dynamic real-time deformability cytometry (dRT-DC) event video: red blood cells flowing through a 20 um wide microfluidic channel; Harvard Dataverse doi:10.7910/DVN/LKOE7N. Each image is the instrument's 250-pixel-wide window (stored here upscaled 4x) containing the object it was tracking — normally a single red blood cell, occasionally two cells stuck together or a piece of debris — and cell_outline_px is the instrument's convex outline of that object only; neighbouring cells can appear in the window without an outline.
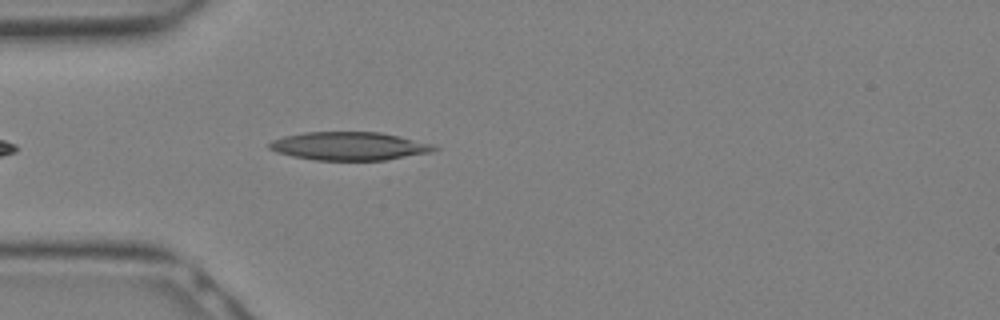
{"species": "Egyptian fruit bat (a non-hibernating species)", "species_latin": "Rousettus aegyptiacus", "temperature_condition": "warm", "stored_images_in_passage": 7, "camera_frame_rate_fps": 3000, "um_per_image_px": 0.085, "animal": {"sex": "female"}, "frame": {"image": 1, "passage_image": 5, "time_ms": 1.333, "image_size_px": [1000, 320], "cell_outline_px": [[440, 148], [432, 152], [384, 160], [316, 160], [292, 156], [276, 152], [268, 148], [268, 144], [272, 140], [284, 136], [304, 132], [380, 132], [400, 136], [432, 144]], "centroid_in_image_um": [29.67, 12.41], "position_along_channel_um": 55.3, "area_um2": 27.17}}
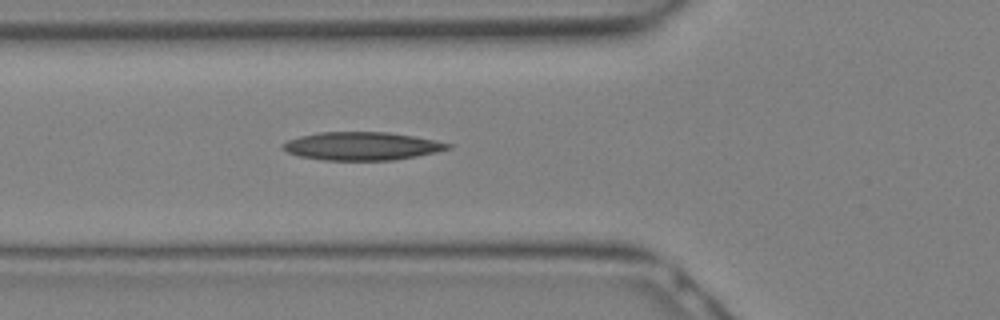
{"frame": {"image": 2, "passage_image": 7, "time_ms": 2.0, "image_size_px": [1000, 320], "cell_outline_px": [[452, 148], [436, 152], [416, 156], [392, 160], [324, 160], [300, 156], [288, 152], [280, 144], [288, 140], [300, 136], [320, 132], [388, 132], [412, 136], [452, 144]], "centroid_in_image_um": [30.75, 12.42], "position_along_channel_um": 95.1, "area_um2": 26.82}}